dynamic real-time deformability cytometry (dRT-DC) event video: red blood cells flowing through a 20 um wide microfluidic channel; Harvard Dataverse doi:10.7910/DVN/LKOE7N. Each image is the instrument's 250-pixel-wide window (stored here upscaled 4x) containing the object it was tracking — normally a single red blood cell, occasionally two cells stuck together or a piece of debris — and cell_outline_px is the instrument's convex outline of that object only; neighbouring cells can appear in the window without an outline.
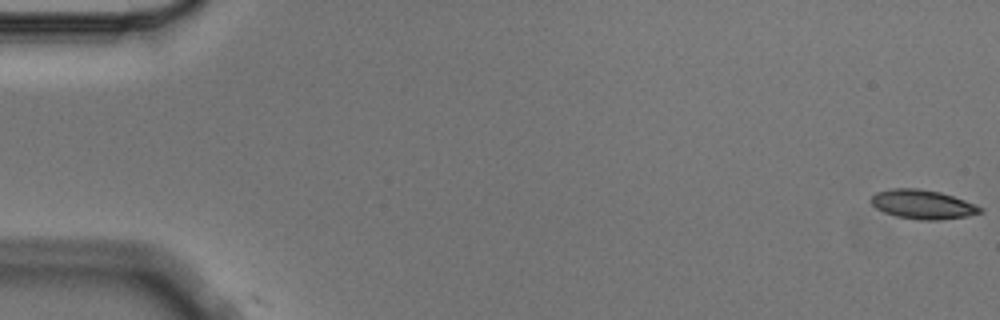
{"species": "Egyptian fruit bat (a non-hibernating species)", "species_latin": "Rousettus aegyptiacus", "temperature_condition": "cold", "stored_images_in_passage": 5, "camera_frame_rate_fps": 3000, "um_per_image_px": 0.085, "animal": {"sex": "male"}, "frame": {"image": 1, "passage_image": 1, "time_ms": 0.0, "image_size_px": [1000, 320], "cell_outline_px": [[984, 212], [968, 216], [940, 220], [920, 220], [896, 216], [884, 212], [876, 208], [868, 200], [876, 192], [892, 188], [916, 188], [940, 192], [976, 204], [984, 208]], "centroid_in_image_um": [78.44, 17.38], "position_along_channel_um": 6.6, "area_um2": 18.67}}